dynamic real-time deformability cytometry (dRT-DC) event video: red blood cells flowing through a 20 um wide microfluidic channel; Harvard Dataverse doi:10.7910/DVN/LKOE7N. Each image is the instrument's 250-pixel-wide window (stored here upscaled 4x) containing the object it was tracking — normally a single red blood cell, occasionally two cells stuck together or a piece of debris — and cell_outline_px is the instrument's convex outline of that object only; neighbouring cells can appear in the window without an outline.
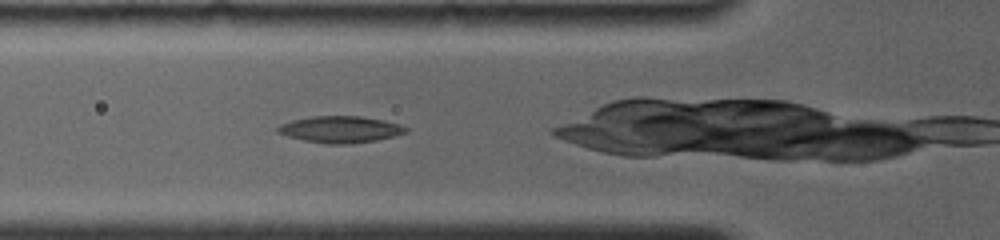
{"species": "common noctule bat (a hibernating species)", "species_latin": "Nyctalus noctula", "temperature_condition": "room temperature", "stored_images_in_passage": 11, "camera_frame_rate_fps": 4000, "um_per_image_px": 0.085, "animal": {"sex": "female", "body_mass_g": 19.0, "forearm_length_mm": 56.7}, "frame": {"image": 1, "passage_image": 2, "time_ms": 0.5, "image_size_px": [1000, 240], "cell_outline_px": [[408, 132], [376, 140], [352, 144], [324, 144], [304, 140], [288, 136], [276, 132], [276, 128], [280, 124], [292, 120], [312, 116], [360, 116], [384, 120], [400, 124], [408, 128]], "centroid_in_image_um": [28.92, 11.0], "position_along_channel_um": 96.9, "area_um2": 19.94}}
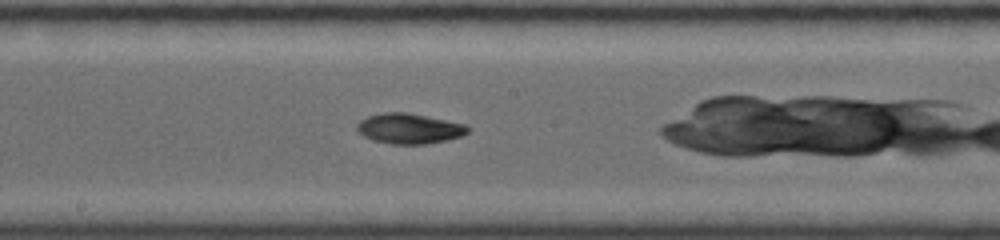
{"frame": {"image": 2, "passage_image": 8, "time_ms": 3.5, "image_size_px": [1000, 240], "cell_outline_px": [[468, 132], [460, 136], [448, 140], [428, 144], [392, 144], [376, 140], [364, 136], [356, 128], [356, 124], [360, 120], [368, 116], [384, 112], [404, 112], [464, 124], [468, 128]], "centroid_in_image_um": [34.76, 10.93], "position_along_channel_um": 213.4, "area_um2": 19.19}}
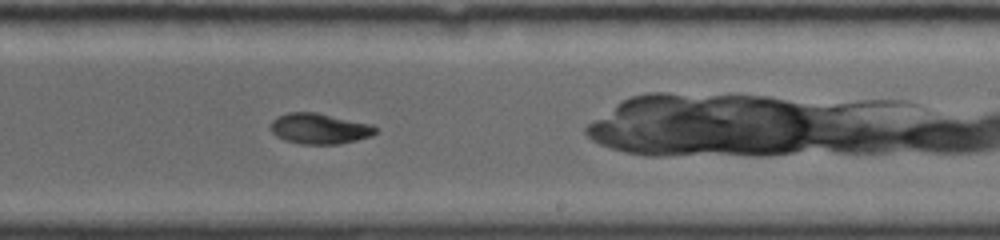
{"frame": {"image": 3, "passage_image": 11, "time_ms": 4.75, "image_size_px": [1000, 240], "cell_outline_px": [[376, 132], [372, 136], [340, 144], [300, 144], [284, 140], [276, 136], [272, 132], [272, 120], [288, 112], [316, 112], [372, 124], [376, 128]], "centroid_in_image_um": [27.17, 10.94], "position_along_channel_um": 261.8, "area_um2": 18.67}}